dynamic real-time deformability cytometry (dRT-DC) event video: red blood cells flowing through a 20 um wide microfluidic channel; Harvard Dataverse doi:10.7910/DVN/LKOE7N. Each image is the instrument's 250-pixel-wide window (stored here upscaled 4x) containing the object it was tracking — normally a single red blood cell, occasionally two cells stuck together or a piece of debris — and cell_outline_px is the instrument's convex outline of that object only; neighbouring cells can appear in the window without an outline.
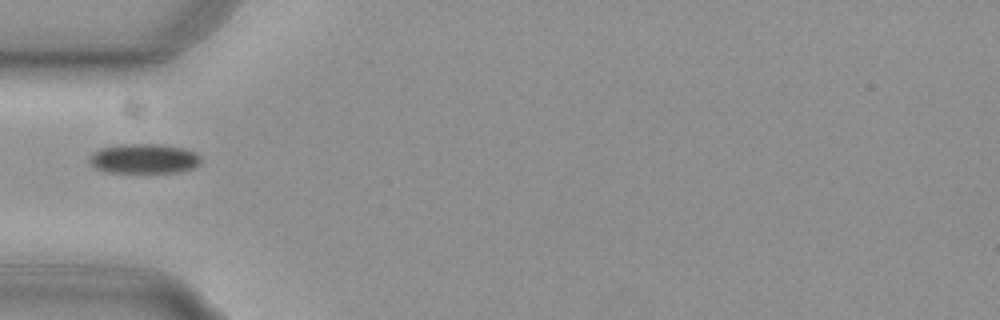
{"species": "common noctule bat (a hibernating species)", "species_latin": "Nyctalus noctula", "temperature_condition": "cold", "stored_images_in_passage": 22, "camera_frame_rate_fps": 3000, "um_per_image_px": 0.085, "animal": {"sex": "female", "body_mass_g": 29.2, "forearm_length_mm": 56.3}, "frame": {"image": 1, "passage_image": 1, "time_ms": 0.0, "image_size_px": [1000, 320], "cell_outline_px": [[200, 164], [192, 168], [180, 172], [104, 172], [96, 168], [88, 160], [88, 156], [92, 152], [100, 148], [120, 144], [164, 144], [184, 148], [196, 152], [200, 156]], "centroid_in_image_um": [12.23, 13.47], "position_along_channel_um": 72.8, "area_um2": 19.54}}
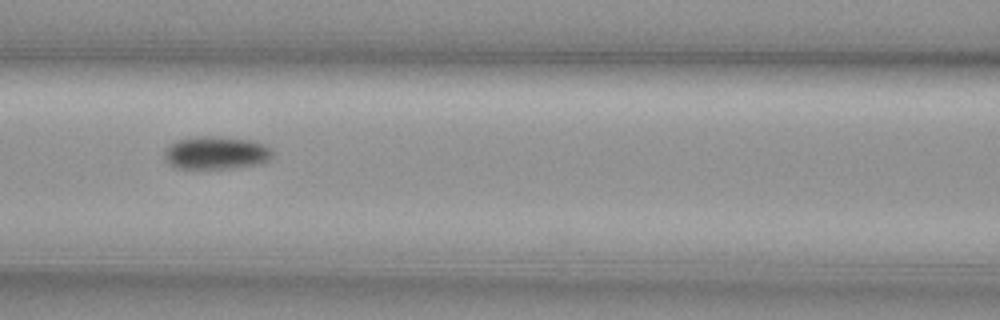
{"frame": {"image": 2, "passage_image": 7, "time_ms": 2.0, "image_size_px": [1000, 320], "cell_outline_px": [[272, 152], [268, 160], [256, 164], [228, 168], [176, 168], [164, 156], [164, 152], [172, 144], [180, 140], [196, 136], [216, 136], [252, 140], [264, 144]], "centroid_in_image_um": [18.37, 12.98], "position_along_channel_um": 148.2, "area_um2": 20.17}}
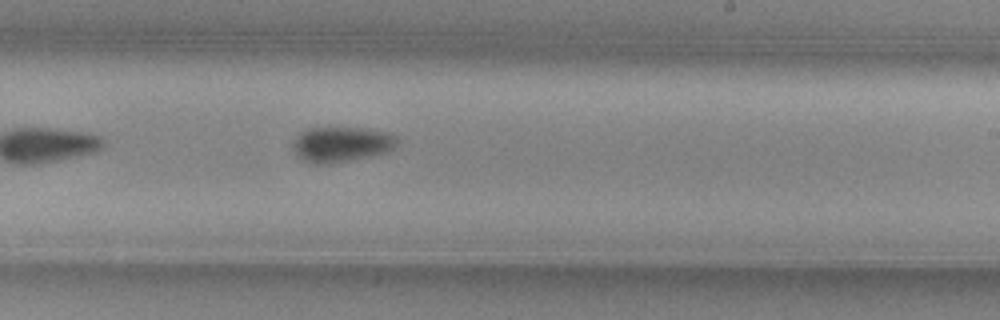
{"frame": {"image": 3, "passage_image": 16, "time_ms": 5.0, "image_size_px": [1000, 320], "cell_outline_px": [[396, 140], [392, 148], [384, 152], [368, 156], [328, 164], [312, 164], [300, 160], [296, 156], [292, 148], [292, 140], [300, 132], [308, 128], [368, 128], [388, 132], [396, 136]], "centroid_in_image_um": [28.91, 12.26], "position_along_channel_um": 260.1, "area_um2": 21.44}}